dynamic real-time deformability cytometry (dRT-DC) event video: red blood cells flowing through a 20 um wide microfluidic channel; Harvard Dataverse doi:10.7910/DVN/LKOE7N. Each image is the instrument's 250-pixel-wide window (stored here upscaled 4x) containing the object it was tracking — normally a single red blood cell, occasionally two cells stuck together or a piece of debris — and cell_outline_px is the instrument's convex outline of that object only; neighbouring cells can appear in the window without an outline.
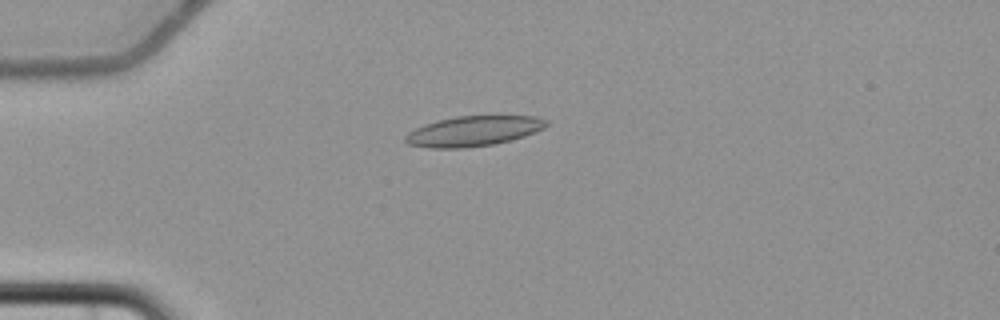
{"species": "common noctule bat (a hibernating species)", "species_latin": "Nyctalus noctula", "temperature_condition": "cold", "stored_images_in_passage": 8, "camera_frame_rate_fps": 3000, "um_per_image_px": 0.085, "animal": {"sex": "female", "body_mass_g": 22.7, "forearm_length_mm": 54.2}, "frame": {"image": 1, "passage_image": 3, "time_ms": 3.333, "image_size_px": [1000, 320], "cell_outline_px": [[548, 124], [544, 128], [536, 132], [512, 140], [492, 144], [464, 148], [432, 148], [408, 144], [404, 140], [404, 136], [408, 132], [424, 124], [436, 120], [456, 116], [536, 116], [548, 120]], "centroid_in_image_um": [40.24, 11.14], "position_along_channel_um": 44.8, "area_um2": 24.85}}
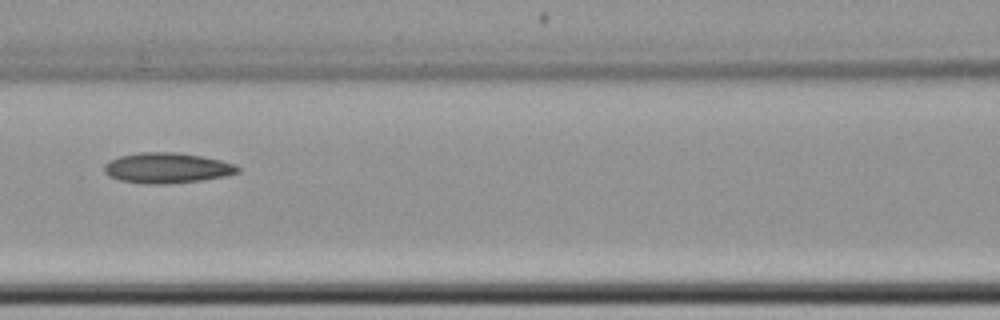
{"frame": {"image": 2, "passage_image": 6, "time_ms": 7.0, "image_size_px": [1000, 320], "cell_outline_px": [[240, 172], [228, 176], [204, 180], [168, 184], [148, 184], [120, 180], [108, 176], [104, 172], [104, 164], [120, 156], [140, 152], [176, 152], [200, 156], [220, 160], [236, 164], [240, 168]], "centroid_in_image_um": [14.23, 14.28], "position_along_channel_um": 152.4, "area_um2": 23.81}}
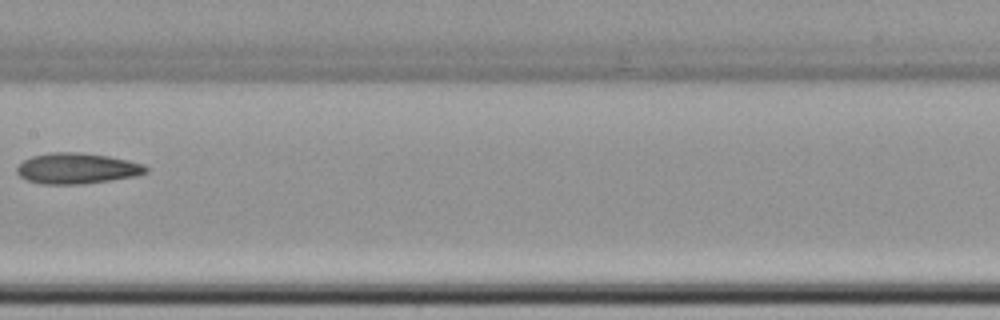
{"frame": {"image": 3, "passage_image": 7, "time_ms": 8.333, "image_size_px": [1000, 320], "cell_outline_px": [[148, 172], [136, 176], [84, 184], [40, 184], [28, 180], [20, 176], [16, 172], [16, 168], [24, 160], [32, 156], [48, 152], [76, 152], [108, 156], [128, 160], [144, 164], [148, 168]], "centroid_in_image_um": [6.55, 14.31], "position_along_channel_um": 200.9, "area_um2": 23.18}}